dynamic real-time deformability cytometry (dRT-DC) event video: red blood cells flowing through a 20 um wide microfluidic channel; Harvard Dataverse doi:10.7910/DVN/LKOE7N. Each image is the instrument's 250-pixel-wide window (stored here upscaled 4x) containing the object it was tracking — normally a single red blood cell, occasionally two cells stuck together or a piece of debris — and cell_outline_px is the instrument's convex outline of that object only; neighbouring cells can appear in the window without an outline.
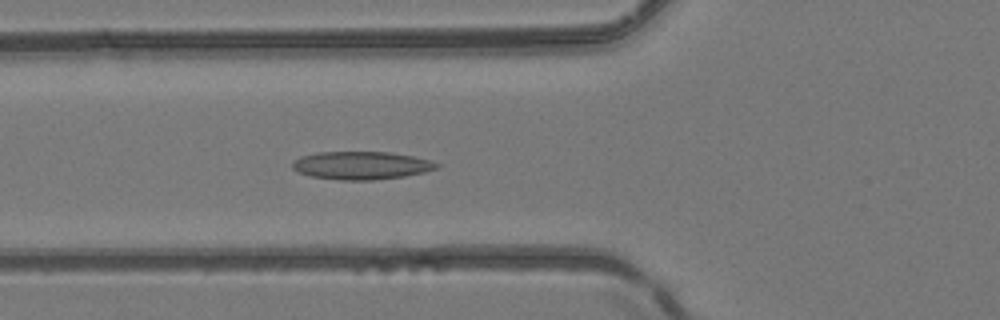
{"species": "common noctule bat (a hibernating species)", "species_latin": "Nyctalus noctula", "temperature_condition": "room temperature", "stored_images_in_passage": 42, "camera_frame_rate_fps": 3000, "um_per_image_px": 0.085, "animal": {"sex": "female", "body_mass_g": 24.6, "forearm_length_mm": 56.2}, "frame": {"image": 1, "passage_image": 15, "time_ms": 4.667, "image_size_px": [1000, 320], "cell_outline_px": [[440, 168], [424, 172], [404, 176], [372, 180], [340, 180], [312, 176], [296, 172], [292, 168], [292, 160], [300, 156], [316, 152], [388, 152], [412, 156], [432, 160], [440, 164]], "centroid_in_image_um": [30.7, 14.06], "position_along_channel_um": 95.1, "area_um2": 23.7}}
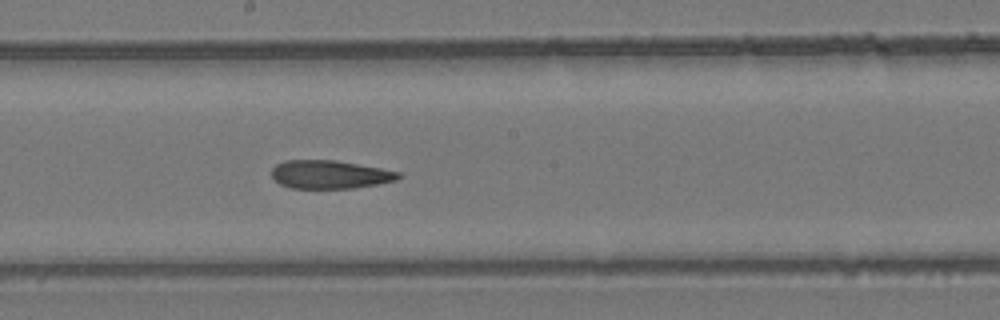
{"frame": {"image": 2, "passage_image": 24, "time_ms": 7.667, "image_size_px": [1000, 320], "cell_outline_px": [[404, 176], [396, 180], [376, 184], [352, 188], [292, 188], [280, 184], [272, 176], [272, 168], [276, 164], [284, 160], [336, 160], [380, 168], [400, 172]], "centroid_in_image_um": [28.04, 14.82], "position_along_channel_um": 220.2, "area_um2": 20.87}}
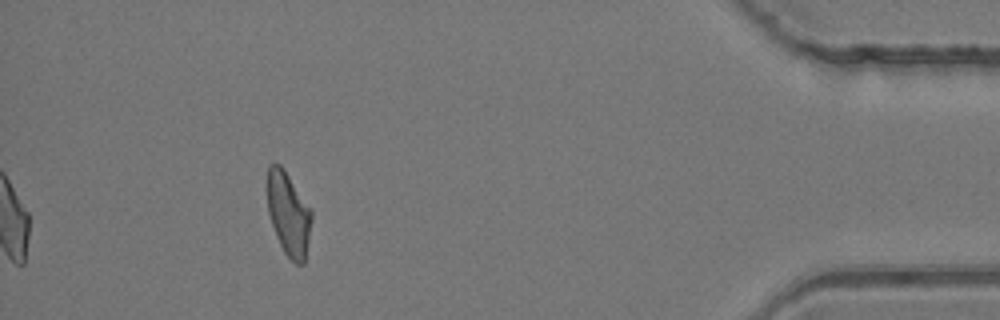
{"frame": {"image": 3, "passage_image": 42, "time_ms": 13.667, "image_size_px": [1000, 320], "cell_outline_px": [[312, 220], [304, 264], [296, 264], [284, 252], [276, 236], [268, 212], [264, 188], [268, 164], [280, 164], [312, 208]], "centroid_in_image_um": [24.49, 18.11], "position_along_channel_um": 410.7, "area_um2": 22.14}, "authors_computed_cell_mechanics": {"area_um2": 22.1374, "velocity_mm_per_s": 4.1565, "shape_relaxation_time_tau1_ms": null, "shape_relaxation_time_tau2_ms": 5.3606, "deformation_change_tau1": null, "deformation_change_tau2": 0.1487}}